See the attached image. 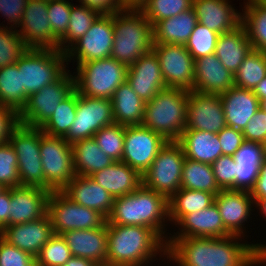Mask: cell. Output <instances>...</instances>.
I'll use <instances>...</instances> for the list:
<instances>
[{
  "instance_id": "5bb4252c",
  "label": "cell",
  "mask_w": 266,
  "mask_h": 266,
  "mask_svg": "<svg viewBox=\"0 0 266 266\" xmlns=\"http://www.w3.org/2000/svg\"><path fill=\"white\" fill-rule=\"evenodd\" d=\"M113 40V15H100L84 36L65 52L67 65L73 62V65L76 63L78 66L84 62L110 57Z\"/></svg>"
},
{
  "instance_id": "9f6ffc18",
  "label": "cell",
  "mask_w": 266,
  "mask_h": 266,
  "mask_svg": "<svg viewBox=\"0 0 266 266\" xmlns=\"http://www.w3.org/2000/svg\"><path fill=\"white\" fill-rule=\"evenodd\" d=\"M19 125V113L12 108L0 105V144L8 143Z\"/></svg>"
},
{
  "instance_id": "836d02e7",
  "label": "cell",
  "mask_w": 266,
  "mask_h": 266,
  "mask_svg": "<svg viewBox=\"0 0 266 266\" xmlns=\"http://www.w3.org/2000/svg\"><path fill=\"white\" fill-rule=\"evenodd\" d=\"M72 150L75 175L91 176L115 162L100 150L93 137L74 142Z\"/></svg>"
},
{
  "instance_id": "603a6c76",
  "label": "cell",
  "mask_w": 266,
  "mask_h": 266,
  "mask_svg": "<svg viewBox=\"0 0 266 266\" xmlns=\"http://www.w3.org/2000/svg\"><path fill=\"white\" fill-rule=\"evenodd\" d=\"M230 0H193L192 8L198 23L222 34L241 25L242 12Z\"/></svg>"
},
{
  "instance_id": "d6986e66",
  "label": "cell",
  "mask_w": 266,
  "mask_h": 266,
  "mask_svg": "<svg viewBox=\"0 0 266 266\" xmlns=\"http://www.w3.org/2000/svg\"><path fill=\"white\" fill-rule=\"evenodd\" d=\"M214 202L218 207L224 227L232 235L248 237L245 224L250 223L252 213L257 210L254 208L255 203L250 192L221 190L215 196Z\"/></svg>"
},
{
  "instance_id": "e0dca14e",
  "label": "cell",
  "mask_w": 266,
  "mask_h": 266,
  "mask_svg": "<svg viewBox=\"0 0 266 266\" xmlns=\"http://www.w3.org/2000/svg\"><path fill=\"white\" fill-rule=\"evenodd\" d=\"M47 10L48 0H27L17 31L28 48L58 49L59 39L50 27Z\"/></svg>"
},
{
  "instance_id": "c3c4849f",
  "label": "cell",
  "mask_w": 266,
  "mask_h": 266,
  "mask_svg": "<svg viewBox=\"0 0 266 266\" xmlns=\"http://www.w3.org/2000/svg\"><path fill=\"white\" fill-rule=\"evenodd\" d=\"M48 0V18L53 34L60 40L67 32L73 0Z\"/></svg>"
},
{
  "instance_id": "6da1fadb",
  "label": "cell",
  "mask_w": 266,
  "mask_h": 266,
  "mask_svg": "<svg viewBox=\"0 0 266 266\" xmlns=\"http://www.w3.org/2000/svg\"><path fill=\"white\" fill-rule=\"evenodd\" d=\"M244 240L238 235L169 237L167 255L178 266H266L264 244Z\"/></svg>"
},
{
  "instance_id": "11a10c76",
  "label": "cell",
  "mask_w": 266,
  "mask_h": 266,
  "mask_svg": "<svg viewBox=\"0 0 266 266\" xmlns=\"http://www.w3.org/2000/svg\"><path fill=\"white\" fill-rule=\"evenodd\" d=\"M261 165L236 164L235 190L250 192L255 186Z\"/></svg>"
},
{
  "instance_id": "f6af8a7d",
  "label": "cell",
  "mask_w": 266,
  "mask_h": 266,
  "mask_svg": "<svg viewBox=\"0 0 266 266\" xmlns=\"http://www.w3.org/2000/svg\"><path fill=\"white\" fill-rule=\"evenodd\" d=\"M28 49L16 29L0 27V68L16 63Z\"/></svg>"
},
{
  "instance_id": "4fadbf2b",
  "label": "cell",
  "mask_w": 266,
  "mask_h": 266,
  "mask_svg": "<svg viewBox=\"0 0 266 266\" xmlns=\"http://www.w3.org/2000/svg\"><path fill=\"white\" fill-rule=\"evenodd\" d=\"M114 124L112 101L77 93L76 117L64 139L73 144L91 138L101 128Z\"/></svg>"
},
{
  "instance_id": "a7ac6f4b",
  "label": "cell",
  "mask_w": 266,
  "mask_h": 266,
  "mask_svg": "<svg viewBox=\"0 0 266 266\" xmlns=\"http://www.w3.org/2000/svg\"><path fill=\"white\" fill-rule=\"evenodd\" d=\"M260 108L266 112V100L260 101Z\"/></svg>"
},
{
  "instance_id": "44dd1931",
  "label": "cell",
  "mask_w": 266,
  "mask_h": 266,
  "mask_svg": "<svg viewBox=\"0 0 266 266\" xmlns=\"http://www.w3.org/2000/svg\"><path fill=\"white\" fill-rule=\"evenodd\" d=\"M50 193L49 190L36 186L11 188L9 226L44 217Z\"/></svg>"
},
{
  "instance_id": "2644e50d",
  "label": "cell",
  "mask_w": 266,
  "mask_h": 266,
  "mask_svg": "<svg viewBox=\"0 0 266 266\" xmlns=\"http://www.w3.org/2000/svg\"><path fill=\"white\" fill-rule=\"evenodd\" d=\"M6 189V187H4L1 183H0V193L2 192V191H4Z\"/></svg>"
},
{
  "instance_id": "94428289",
  "label": "cell",
  "mask_w": 266,
  "mask_h": 266,
  "mask_svg": "<svg viewBox=\"0 0 266 266\" xmlns=\"http://www.w3.org/2000/svg\"><path fill=\"white\" fill-rule=\"evenodd\" d=\"M11 188H6L0 193V232L9 226Z\"/></svg>"
},
{
  "instance_id": "f35d334b",
  "label": "cell",
  "mask_w": 266,
  "mask_h": 266,
  "mask_svg": "<svg viewBox=\"0 0 266 266\" xmlns=\"http://www.w3.org/2000/svg\"><path fill=\"white\" fill-rule=\"evenodd\" d=\"M77 91L74 89L57 106L51 117L40 127L42 132L52 137H65L76 117Z\"/></svg>"
},
{
  "instance_id": "8c879c8a",
  "label": "cell",
  "mask_w": 266,
  "mask_h": 266,
  "mask_svg": "<svg viewBox=\"0 0 266 266\" xmlns=\"http://www.w3.org/2000/svg\"><path fill=\"white\" fill-rule=\"evenodd\" d=\"M264 255L266 256V242L264 244Z\"/></svg>"
},
{
  "instance_id": "ba28073f",
  "label": "cell",
  "mask_w": 266,
  "mask_h": 266,
  "mask_svg": "<svg viewBox=\"0 0 266 266\" xmlns=\"http://www.w3.org/2000/svg\"><path fill=\"white\" fill-rule=\"evenodd\" d=\"M184 161L181 144L178 141H167L143 173L142 184L169 200L181 188Z\"/></svg>"
},
{
  "instance_id": "52a82bcc",
  "label": "cell",
  "mask_w": 266,
  "mask_h": 266,
  "mask_svg": "<svg viewBox=\"0 0 266 266\" xmlns=\"http://www.w3.org/2000/svg\"><path fill=\"white\" fill-rule=\"evenodd\" d=\"M65 62L66 53L58 49L29 48L16 62L22 89L30 95L57 81L70 67Z\"/></svg>"
},
{
  "instance_id": "7dc6e473",
  "label": "cell",
  "mask_w": 266,
  "mask_h": 266,
  "mask_svg": "<svg viewBox=\"0 0 266 266\" xmlns=\"http://www.w3.org/2000/svg\"><path fill=\"white\" fill-rule=\"evenodd\" d=\"M0 183L6 188L20 186L18 158L9 142L0 144Z\"/></svg>"
},
{
  "instance_id": "9a60e30c",
  "label": "cell",
  "mask_w": 266,
  "mask_h": 266,
  "mask_svg": "<svg viewBox=\"0 0 266 266\" xmlns=\"http://www.w3.org/2000/svg\"><path fill=\"white\" fill-rule=\"evenodd\" d=\"M166 142L163 136L142 125L125 126L121 161L143 175Z\"/></svg>"
},
{
  "instance_id": "ab89813d",
  "label": "cell",
  "mask_w": 266,
  "mask_h": 266,
  "mask_svg": "<svg viewBox=\"0 0 266 266\" xmlns=\"http://www.w3.org/2000/svg\"><path fill=\"white\" fill-rule=\"evenodd\" d=\"M252 49L266 53V3L242 9V22Z\"/></svg>"
},
{
  "instance_id": "1f68e13d",
  "label": "cell",
  "mask_w": 266,
  "mask_h": 266,
  "mask_svg": "<svg viewBox=\"0 0 266 266\" xmlns=\"http://www.w3.org/2000/svg\"><path fill=\"white\" fill-rule=\"evenodd\" d=\"M197 17L193 8L163 19L153 26L154 44L185 45L193 32Z\"/></svg>"
},
{
  "instance_id": "91938a15",
  "label": "cell",
  "mask_w": 266,
  "mask_h": 266,
  "mask_svg": "<svg viewBox=\"0 0 266 266\" xmlns=\"http://www.w3.org/2000/svg\"><path fill=\"white\" fill-rule=\"evenodd\" d=\"M250 194L255 204L259 200L266 199V158L263 160L259 176L255 182V186L250 191Z\"/></svg>"
},
{
  "instance_id": "03108f58",
  "label": "cell",
  "mask_w": 266,
  "mask_h": 266,
  "mask_svg": "<svg viewBox=\"0 0 266 266\" xmlns=\"http://www.w3.org/2000/svg\"><path fill=\"white\" fill-rule=\"evenodd\" d=\"M255 208H257V212H259V216L264 217L266 219V199L263 200H259L256 204H255ZM261 212V215H260Z\"/></svg>"
},
{
  "instance_id": "680465c9",
  "label": "cell",
  "mask_w": 266,
  "mask_h": 266,
  "mask_svg": "<svg viewBox=\"0 0 266 266\" xmlns=\"http://www.w3.org/2000/svg\"><path fill=\"white\" fill-rule=\"evenodd\" d=\"M75 2L95 10L100 15H113L123 10L118 0H77Z\"/></svg>"
},
{
  "instance_id": "4dcf8cb0",
  "label": "cell",
  "mask_w": 266,
  "mask_h": 266,
  "mask_svg": "<svg viewBox=\"0 0 266 266\" xmlns=\"http://www.w3.org/2000/svg\"><path fill=\"white\" fill-rule=\"evenodd\" d=\"M178 142L185 158L201 163L212 164L222 156L221 144L215 133L185 129Z\"/></svg>"
},
{
  "instance_id": "484cf974",
  "label": "cell",
  "mask_w": 266,
  "mask_h": 266,
  "mask_svg": "<svg viewBox=\"0 0 266 266\" xmlns=\"http://www.w3.org/2000/svg\"><path fill=\"white\" fill-rule=\"evenodd\" d=\"M234 86V75L215 54L194 60L193 90L221 95Z\"/></svg>"
},
{
  "instance_id": "6125c7cd",
  "label": "cell",
  "mask_w": 266,
  "mask_h": 266,
  "mask_svg": "<svg viewBox=\"0 0 266 266\" xmlns=\"http://www.w3.org/2000/svg\"><path fill=\"white\" fill-rule=\"evenodd\" d=\"M62 266H99V265L93 262L92 260L82 258V257L72 256Z\"/></svg>"
},
{
  "instance_id": "60d3db41",
  "label": "cell",
  "mask_w": 266,
  "mask_h": 266,
  "mask_svg": "<svg viewBox=\"0 0 266 266\" xmlns=\"http://www.w3.org/2000/svg\"><path fill=\"white\" fill-rule=\"evenodd\" d=\"M266 76V53L252 50L243 60L234 74V86L254 90L256 85Z\"/></svg>"
},
{
  "instance_id": "89a4df30",
  "label": "cell",
  "mask_w": 266,
  "mask_h": 266,
  "mask_svg": "<svg viewBox=\"0 0 266 266\" xmlns=\"http://www.w3.org/2000/svg\"><path fill=\"white\" fill-rule=\"evenodd\" d=\"M165 258H166L167 261H169V263H170V262L173 263V264L170 263L171 266H172V265H173V266H178V265H177V264H176V263H175V262H174V261L168 256V255H166ZM174 264H175V265H174Z\"/></svg>"
},
{
  "instance_id": "30bf717a",
  "label": "cell",
  "mask_w": 266,
  "mask_h": 266,
  "mask_svg": "<svg viewBox=\"0 0 266 266\" xmlns=\"http://www.w3.org/2000/svg\"><path fill=\"white\" fill-rule=\"evenodd\" d=\"M47 214L54 234L59 235L71 230L99 228L106 222L98 211L75 203L62 191L50 193Z\"/></svg>"
},
{
  "instance_id": "3957f363",
  "label": "cell",
  "mask_w": 266,
  "mask_h": 266,
  "mask_svg": "<svg viewBox=\"0 0 266 266\" xmlns=\"http://www.w3.org/2000/svg\"><path fill=\"white\" fill-rule=\"evenodd\" d=\"M106 222L107 225L149 227L167 242L171 234L166 233L170 224L168 199L142 184L134 192L114 199Z\"/></svg>"
},
{
  "instance_id": "83f0119b",
  "label": "cell",
  "mask_w": 266,
  "mask_h": 266,
  "mask_svg": "<svg viewBox=\"0 0 266 266\" xmlns=\"http://www.w3.org/2000/svg\"><path fill=\"white\" fill-rule=\"evenodd\" d=\"M228 127L243 131L249 120L260 108V101L253 90L231 87L220 95Z\"/></svg>"
},
{
  "instance_id": "7bdbcfd3",
  "label": "cell",
  "mask_w": 266,
  "mask_h": 266,
  "mask_svg": "<svg viewBox=\"0 0 266 266\" xmlns=\"http://www.w3.org/2000/svg\"><path fill=\"white\" fill-rule=\"evenodd\" d=\"M192 4L193 0H148L141 11L154 26L163 19L177 16L191 9Z\"/></svg>"
},
{
  "instance_id": "ac0fdd59",
  "label": "cell",
  "mask_w": 266,
  "mask_h": 266,
  "mask_svg": "<svg viewBox=\"0 0 266 266\" xmlns=\"http://www.w3.org/2000/svg\"><path fill=\"white\" fill-rule=\"evenodd\" d=\"M226 126L220 95L189 91L185 129L217 134Z\"/></svg>"
},
{
  "instance_id": "bcb514c9",
  "label": "cell",
  "mask_w": 266,
  "mask_h": 266,
  "mask_svg": "<svg viewBox=\"0 0 266 266\" xmlns=\"http://www.w3.org/2000/svg\"><path fill=\"white\" fill-rule=\"evenodd\" d=\"M72 257L62 235L54 234L35 257L36 266H62Z\"/></svg>"
},
{
  "instance_id": "003e7915",
  "label": "cell",
  "mask_w": 266,
  "mask_h": 266,
  "mask_svg": "<svg viewBox=\"0 0 266 266\" xmlns=\"http://www.w3.org/2000/svg\"><path fill=\"white\" fill-rule=\"evenodd\" d=\"M261 3H266V0H244L243 1V5L244 6L242 7V9L246 8V7L250 6V5L261 4Z\"/></svg>"
},
{
  "instance_id": "6f0895ef",
  "label": "cell",
  "mask_w": 266,
  "mask_h": 266,
  "mask_svg": "<svg viewBox=\"0 0 266 266\" xmlns=\"http://www.w3.org/2000/svg\"><path fill=\"white\" fill-rule=\"evenodd\" d=\"M221 144L222 155H234L242 143L245 141L241 130L231 127H224L217 133Z\"/></svg>"
},
{
  "instance_id": "cb8c5ba5",
  "label": "cell",
  "mask_w": 266,
  "mask_h": 266,
  "mask_svg": "<svg viewBox=\"0 0 266 266\" xmlns=\"http://www.w3.org/2000/svg\"><path fill=\"white\" fill-rule=\"evenodd\" d=\"M175 227L177 232L169 237L223 238L232 235L224 227L215 202L206 209L185 215Z\"/></svg>"
},
{
  "instance_id": "2e32d148",
  "label": "cell",
  "mask_w": 266,
  "mask_h": 266,
  "mask_svg": "<svg viewBox=\"0 0 266 266\" xmlns=\"http://www.w3.org/2000/svg\"><path fill=\"white\" fill-rule=\"evenodd\" d=\"M166 87L193 90L194 59L185 45L153 44Z\"/></svg>"
},
{
  "instance_id": "b9f144b4",
  "label": "cell",
  "mask_w": 266,
  "mask_h": 266,
  "mask_svg": "<svg viewBox=\"0 0 266 266\" xmlns=\"http://www.w3.org/2000/svg\"><path fill=\"white\" fill-rule=\"evenodd\" d=\"M125 126L112 124L101 128L93 138L101 151L114 161H121L124 151Z\"/></svg>"
},
{
  "instance_id": "7402d4cb",
  "label": "cell",
  "mask_w": 266,
  "mask_h": 266,
  "mask_svg": "<svg viewBox=\"0 0 266 266\" xmlns=\"http://www.w3.org/2000/svg\"><path fill=\"white\" fill-rule=\"evenodd\" d=\"M54 235L49 215L21 224L6 226L0 236L9 244L36 257Z\"/></svg>"
},
{
  "instance_id": "8d00e7d4",
  "label": "cell",
  "mask_w": 266,
  "mask_h": 266,
  "mask_svg": "<svg viewBox=\"0 0 266 266\" xmlns=\"http://www.w3.org/2000/svg\"><path fill=\"white\" fill-rule=\"evenodd\" d=\"M181 188L206 191L215 196L221 191L216 183L212 166L189 158H185L183 164Z\"/></svg>"
},
{
  "instance_id": "db71d44e",
  "label": "cell",
  "mask_w": 266,
  "mask_h": 266,
  "mask_svg": "<svg viewBox=\"0 0 266 266\" xmlns=\"http://www.w3.org/2000/svg\"><path fill=\"white\" fill-rule=\"evenodd\" d=\"M244 140L266 144V112L261 108L252 116L242 131Z\"/></svg>"
},
{
  "instance_id": "be15d7a7",
  "label": "cell",
  "mask_w": 266,
  "mask_h": 266,
  "mask_svg": "<svg viewBox=\"0 0 266 266\" xmlns=\"http://www.w3.org/2000/svg\"><path fill=\"white\" fill-rule=\"evenodd\" d=\"M122 9L141 10L148 0H118Z\"/></svg>"
},
{
  "instance_id": "74e56055",
  "label": "cell",
  "mask_w": 266,
  "mask_h": 266,
  "mask_svg": "<svg viewBox=\"0 0 266 266\" xmlns=\"http://www.w3.org/2000/svg\"><path fill=\"white\" fill-rule=\"evenodd\" d=\"M99 16L100 14L95 10L89 9L81 3L78 5L72 3L67 32L59 40L58 50L65 53L75 42L84 36Z\"/></svg>"
},
{
  "instance_id": "7c38bea8",
  "label": "cell",
  "mask_w": 266,
  "mask_h": 266,
  "mask_svg": "<svg viewBox=\"0 0 266 266\" xmlns=\"http://www.w3.org/2000/svg\"><path fill=\"white\" fill-rule=\"evenodd\" d=\"M9 143L18 158L20 186L45 188L40 154V128L20 124L12 133Z\"/></svg>"
},
{
  "instance_id": "d4e9b609",
  "label": "cell",
  "mask_w": 266,
  "mask_h": 266,
  "mask_svg": "<svg viewBox=\"0 0 266 266\" xmlns=\"http://www.w3.org/2000/svg\"><path fill=\"white\" fill-rule=\"evenodd\" d=\"M61 235L72 256L86 258L99 266H106L107 222L99 228L71 230Z\"/></svg>"
},
{
  "instance_id": "ee69618b",
  "label": "cell",
  "mask_w": 266,
  "mask_h": 266,
  "mask_svg": "<svg viewBox=\"0 0 266 266\" xmlns=\"http://www.w3.org/2000/svg\"><path fill=\"white\" fill-rule=\"evenodd\" d=\"M219 35L208 27L197 23L185 47L194 60L213 55Z\"/></svg>"
},
{
  "instance_id": "4316f807",
  "label": "cell",
  "mask_w": 266,
  "mask_h": 266,
  "mask_svg": "<svg viewBox=\"0 0 266 266\" xmlns=\"http://www.w3.org/2000/svg\"><path fill=\"white\" fill-rule=\"evenodd\" d=\"M61 191L75 203L94 209L105 218L112 210L114 198L90 176L75 175Z\"/></svg>"
},
{
  "instance_id": "5b68a950",
  "label": "cell",
  "mask_w": 266,
  "mask_h": 266,
  "mask_svg": "<svg viewBox=\"0 0 266 266\" xmlns=\"http://www.w3.org/2000/svg\"><path fill=\"white\" fill-rule=\"evenodd\" d=\"M189 90L166 87L145 103L142 126L163 136L167 141H178L187 122Z\"/></svg>"
},
{
  "instance_id": "7a4b0ae2",
  "label": "cell",
  "mask_w": 266,
  "mask_h": 266,
  "mask_svg": "<svg viewBox=\"0 0 266 266\" xmlns=\"http://www.w3.org/2000/svg\"><path fill=\"white\" fill-rule=\"evenodd\" d=\"M166 255V242L149 227L107 225L106 266H153Z\"/></svg>"
},
{
  "instance_id": "277c9868",
  "label": "cell",
  "mask_w": 266,
  "mask_h": 266,
  "mask_svg": "<svg viewBox=\"0 0 266 266\" xmlns=\"http://www.w3.org/2000/svg\"><path fill=\"white\" fill-rule=\"evenodd\" d=\"M113 59L127 66L152 51L153 25L141 10L123 9L113 14Z\"/></svg>"
},
{
  "instance_id": "9c48e42d",
  "label": "cell",
  "mask_w": 266,
  "mask_h": 266,
  "mask_svg": "<svg viewBox=\"0 0 266 266\" xmlns=\"http://www.w3.org/2000/svg\"><path fill=\"white\" fill-rule=\"evenodd\" d=\"M40 154L45 189L61 191L74 177L72 145L64 137H52L40 129Z\"/></svg>"
},
{
  "instance_id": "681fc988",
  "label": "cell",
  "mask_w": 266,
  "mask_h": 266,
  "mask_svg": "<svg viewBox=\"0 0 266 266\" xmlns=\"http://www.w3.org/2000/svg\"><path fill=\"white\" fill-rule=\"evenodd\" d=\"M216 183L221 190H235V161L232 155H222L212 164Z\"/></svg>"
},
{
  "instance_id": "8fae6325",
  "label": "cell",
  "mask_w": 266,
  "mask_h": 266,
  "mask_svg": "<svg viewBox=\"0 0 266 266\" xmlns=\"http://www.w3.org/2000/svg\"><path fill=\"white\" fill-rule=\"evenodd\" d=\"M73 71L67 70L57 81L28 96L19 113L20 124L40 128L75 88Z\"/></svg>"
},
{
  "instance_id": "e7e4bbea",
  "label": "cell",
  "mask_w": 266,
  "mask_h": 266,
  "mask_svg": "<svg viewBox=\"0 0 266 266\" xmlns=\"http://www.w3.org/2000/svg\"><path fill=\"white\" fill-rule=\"evenodd\" d=\"M253 93L259 101L266 100V76L256 85Z\"/></svg>"
},
{
  "instance_id": "d590c367",
  "label": "cell",
  "mask_w": 266,
  "mask_h": 266,
  "mask_svg": "<svg viewBox=\"0 0 266 266\" xmlns=\"http://www.w3.org/2000/svg\"><path fill=\"white\" fill-rule=\"evenodd\" d=\"M28 96L22 89L21 72L16 63L0 68V105L20 113Z\"/></svg>"
},
{
  "instance_id": "d6a6232c",
  "label": "cell",
  "mask_w": 266,
  "mask_h": 266,
  "mask_svg": "<svg viewBox=\"0 0 266 266\" xmlns=\"http://www.w3.org/2000/svg\"><path fill=\"white\" fill-rule=\"evenodd\" d=\"M111 101L115 124L124 126L142 124L146 102L134 92L127 81L115 90Z\"/></svg>"
},
{
  "instance_id": "816d5d0a",
  "label": "cell",
  "mask_w": 266,
  "mask_h": 266,
  "mask_svg": "<svg viewBox=\"0 0 266 266\" xmlns=\"http://www.w3.org/2000/svg\"><path fill=\"white\" fill-rule=\"evenodd\" d=\"M265 158V145L250 141H244L233 155L236 164L246 165H262Z\"/></svg>"
},
{
  "instance_id": "e575fe53",
  "label": "cell",
  "mask_w": 266,
  "mask_h": 266,
  "mask_svg": "<svg viewBox=\"0 0 266 266\" xmlns=\"http://www.w3.org/2000/svg\"><path fill=\"white\" fill-rule=\"evenodd\" d=\"M214 199L215 195L206 191L180 188L168 200L169 223L175 226L185 215L208 208Z\"/></svg>"
},
{
  "instance_id": "f907efd6",
  "label": "cell",
  "mask_w": 266,
  "mask_h": 266,
  "mask_svg": "<svg viewBox=\"0 0 266 266\" xmlns=\"http://www.w3.org/2000/svg\"><path fill=\"white\" fill-rule=\"evenodd\" d=\"M0 266H36V259L0 236Z\"/></svg>"
},
{
  "instance_id": "f546056e",
  "label": "cell",
  "mask_w": 266,
  "mask_h": 266,
  "mask_svg": "<svg viewBox=\"0 0 266 266\" xmlns=\"http://www.w3.org/2000/svg\"><path fill=\"white\" fill-rule=\"evenodd\" d=\"M252 50L246 30L241 24L236 29L219 35L214 54L234 75Z\"/></svg>"
},
{
  "instance_id": "f1b7e54d",
  "label": "cell",
  "mask_w": 266,
  "mask_h": 266,
  "mask_svg": "<svg viewBox=\"0 0 266 266\" xmlns=\"http://www.w3.org/2000/svg\"><path fill=\"white\" fill-rule=\"evenodd\" d=\"M90 177L114 199L132 193L142 185V175L123 161H115Z\"/></svg>"
},
{
  "instance_id": "8992f818",
  "label": "cell",
  "mask_w": 266,
  "mask_h": 266,
  "mask_svg": "<svg viewBox=\"0 0 266 266\" xmlns=\"http://www.w3.org/2000/svg\"><path fill=\"white\" fill-rule=\"evenodd\" d=\"M74 70V88L78 94L111 100L115 90L126 82L128 66L107 57L81 63Z\"/></svg>"
},
{
  "instance_id": "f5cc1de1",
  "label": "cell",
  "mask_w": 266,
  "mask_h": 266,
  "mask_svg": "<svg viewBox=\"0 0 266 266\" xmlns=\"http://www.w3.org/2000/svg\"><path fill=\"white\" fill-rule=\"evenodd\" d=\"M27 0H0V14L7 21V25L0 23V27H8L11 29L18 28L22 21Z\"/></svg>"
},
{
  "instance_id": "ffe728a7",
  "label": "cell",
  "mask_w": 266,
  "mask_h": 266,
  "mask_svg": "<svg viewBox=\"0 0 266 266\" xmlns=\"http://www.w3.org/2000/svg\"><path fill=\"white\" fill-rule=\"evenodd\" d=\"M126 81L144 102L151 101L166 88L158 57L153 51L128 66Z\"/></svg>"
}]
</instances>
